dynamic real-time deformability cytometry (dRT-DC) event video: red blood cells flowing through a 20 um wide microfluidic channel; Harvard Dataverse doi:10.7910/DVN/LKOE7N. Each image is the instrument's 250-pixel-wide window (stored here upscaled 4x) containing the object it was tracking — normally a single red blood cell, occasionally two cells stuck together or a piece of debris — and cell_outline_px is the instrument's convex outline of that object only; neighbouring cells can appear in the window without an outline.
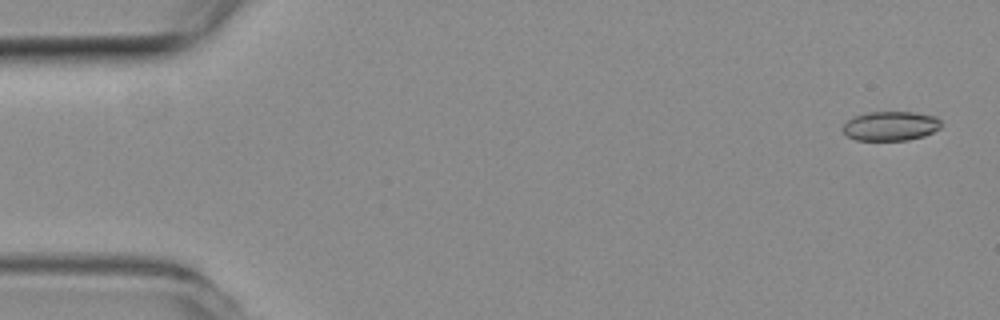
{"species": "common noctule bat (a hibernating species)", "species_latin": "Nyctalus noctula", "temperature_condition": "room temperature", "stored_images_in_passage": 14, "camera_frame_rate_fps": 3000, "um_per_image_px": 0.085, "animal": {"sex": "female", "body_mass_g": 19.3, "forearm_length_mm": 54.1}, "frame": {"image": 1, "passage_image": 2, "time_ms": 0.333, "image_size_px": [1000, 320], "cell_outline_px": [[940, 128], [924, 136], [908, 140], [856, 140], [848, 136], [844, 132], [844, 124], [848, 120], [856, 116], [868, 112], [912, 112], [936, 116], [940, 120]], "centroid_in_image_um": [75.72, 10.71], "position_along_channel_um": 9.3, "area_um2": 16.65}}